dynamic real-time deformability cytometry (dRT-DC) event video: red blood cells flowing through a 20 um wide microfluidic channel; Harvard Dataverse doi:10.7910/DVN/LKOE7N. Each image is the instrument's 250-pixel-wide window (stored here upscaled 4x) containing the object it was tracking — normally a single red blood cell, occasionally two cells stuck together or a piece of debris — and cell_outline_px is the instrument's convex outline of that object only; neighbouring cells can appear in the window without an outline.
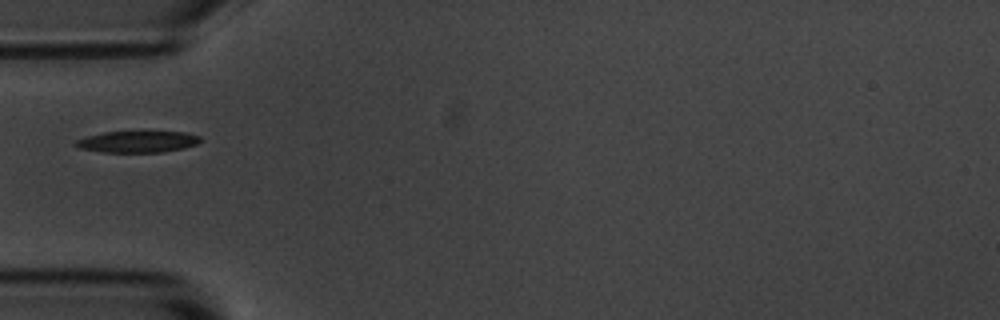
{"species": "common noctule bat (a hibernating species)", "species_latin": "Nyctalus noctula", "temperature_condition": "room temperature", "stored_images_in_passage": 1, "camera_frame_rate_fps": 3000, "um_per_image_px": 0.085, "animal": {"sex": "male", "body_mass_g": 20.1, "forearm_length_mm": 53.5}, "frame": {"image": 1, "passage_image": 1, "time_ms": 0.0, "image_size_px": [1000, 320], "cell_outline_px": [[204, 140], [196, 144], [184, 148], [160, 152], [104, 152], [80, 148], [72, 144], [76, 140], [88, 136], [104, 132], [184, 132], [200, 136]], "centroid_in_image_um": [11.71, 12.04], "position_along_channel_um": 73.3, "area_um2": 15.49}}